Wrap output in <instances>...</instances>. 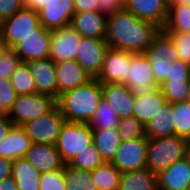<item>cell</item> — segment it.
<instances>
[{
    "mask_svg": "<svg viewBox=\"0 0 190 190\" xmlns=\"http://www.w3.org/2000/svg\"><path fill=\"white\" fill-rule=\"evenodd\" d=\"M161 29L142 21L126 8L107 18L106 42L109 47L131 53H144Z\"/></svg>",
    "mask_w": 190,
    "mask_h": 190,
    "instance_id": "1",
    "label": "cell"
},
{
    "mask_svg": "<svg viewBox=\"0 0 190 190\" xmlns=\"http://www.w3.org/2000/svg\"><path fill=\"white\" fill-rule=\"evenodd\" d=\"M102 98V83L97 79H91L61 94L57 106L66 121L89 123Z\"/></svg>",
    "mask_w": 190,
    "mask_h": 190,
    "instance_id": "2",
    "label": "cell"
},
{
    "mask_svg": "<svg viewBox=\"0 0 190 190\" xmlns=\"http://www.w3.org/2000/svg\"><path fill=\"white\" fill-rule=\"evenodd\" d=\"M190 141L177 135L163 138H148L147 168L158 174L160 171L189 155Z\"/></svg>",
    "mask_w": 190,
    "mask_h": 190,
    "instance_id": "3",
    "label": "cell"
},
{
    "mask_svg": "<svg viewBox=\"0 0 190 190\" xmlns=\"http://www.w3.org/2000/svg\"><path fill=\"white\" fill-rule=\"evenodd\" d=\"M46 29L36 11L23 7L0 23V38L5 47L14 48L28 35H41Z\"/></svg>",
    "mask_w": 190,
    "mask_h": 190,
    "instance_id": "4",
    "label": "cell"
},
{
    "mask_svg": "<svg viewBox=\"0 0 190 190\" xmlns=\"http://www.w3.org/2000/svg\"><path fill=\"white\" fill-rule=\"evenodd\" d=\"M93 143V131L88 123L66 121L60 131L56 149L62 161L69 164L74 157Z\"/></svg>",
    "mask_w": 190,
    "mask_h": 190,
    "instance_id": "5",
    "label": "cell"
},
{
    "mask_svg": "<svg viewBox=\"0 0 190 190\" xmlns=\"http://www.w3.org/2000/svg\"><path fill=\"white\" fill-rule=\"evenodd\" d=\"M144 53L150 61L155 82L161 85L165 80H168L171 62L179 60V54L173 40L161 30Z\"/></svg>",
    "mask_w": 190,
    "mask_h": 190,
    "instance_id": "6",
    "label": "cell"
},
{
    "mask_svg": "<svg viewBox=\"0 0 190 190\" xmlns=\"http://www.w3.org/2000/svg\"><path fill=\"white\" fill-rule=\"evenodd\" d=\"M56 106L57 100L46 95H19L9 111V118L14 125L23 126L25 123L49 113Z\"/></svg>",
    "mask_w": 190,
    "mask_h": 190,
    "instance_id": "7",
    "label": "cell"
},
{
    "mask_svg": "<svg viewBox=\"0 0 190 190\" xmlns=\"http://www.w3.org/2000/svg\"><path fill=\"white\" fill-rule=\"evenodd\" d=\"M66 122L58 106L49 113L25 123L22 127L31 143L56 145L60 131Z\"/></svg>",
    "mask_w": 190,
    "mask_h": 190,
    "instance_id": "8",
    "label": "cell"
},
{
    "mask_svg": "<svg viewBox=\"0 0 190 190\" xmlns=\"http://www.w3.org/2000/svg\"><path fill=\"white\" fill-rule=\"evenodd\" d=\"M148 137L122 141L111 162L121 173L147 168Z\"/></svg>",
    "mask_w": 190,
    "mask_h": 190,
    "instance_id": "9",
    "label": "cell"
},
{
    "mask_svg": "<svg viewBox=\"0 0 190 190\" xmlns=\"http://www.w3.org/2000/svg\"><path fill=\"white\" fill-rule=\"evenodd\" d=\"M125 85L135 96L145 95L159 87L155 82L150 61L145 53H131L128 82Z\"/></svg>",
    "mask_w": 190,
    "mask_h": 190,
    "instance_id": "10",
    "label": "cell"
},
{
    "mask_svg": "<svg viewBox=\"0 0 190 190\" xmlns=\"http://www.w3.org/2000/svg\"><path fill=\"white\" fill-rule=\"evenodd\" d=\"M109 45L105 39L82 37L76 61L91 79H97L103 67V61Z\"/></svg>",
    "mask_w": 190,
    "mask_h": 190,
    "instance_id": "11",
    "label": "cell"
},
{
    "mask_svg": "<svg viewBox=\"0 0 190 190\" xmlns=\"http://www.w3.org/2000/svg\"><path fill=\"white\" fill-rule=\"evenodd\" d=\"M82 36L70 25L50 30L49 58L56 64L58 62L76 60V55Z\"/></svg>",
    "mask_w": 190,
    "mask_h": 190,
    "instance_id": "12",
    "label": "cell"
},
{
    "mask_svg": "<svg viewBox=\"0 0 190 190\" xmlns=\"http://www.w3.org/2000/svg\"><path fill=\"white\" fill-rule=\"evenodd\" d=\"M131 52L109 47L103 61V67L97 80L102 84L128 82Z\"/></svg>",
    "mask_w": 190,
    "mask_h": 190,
    "instance_id": "13",
    "label": "cell"
},
{
    "mask_svg": "<svg viewBox=\"0 0 190 190\" xmlns=\"http://www.w3.org/2000/svg\"><path fill=\"white\" fill-rule=\"evenodd\" d=\"M34 78L36 94L58 100V85L55 63L50 58L26 62Z\"/></svg>",
    "mask_w": 190,
    "mask_h": 190,
    "instance_id": "14",
    "label": "cell"
},
{
    "mask_svg": "<svg viewBox=\"0 0 190 190\" xmlns=\"http://www.w3.org/2000/svg\"><path fill=\"white\" fill-rule=\"evenodd\" d=\"M125 8L139 20L152 22L162 30L167 21L169 2L166 0H126Z\"/></svg>",
    "mask_w": 190,
    "mask_h": 190,
    "instance_id": "15",
    "label": "cell"
},
{
    "mask_svg": "<svg viewBox=\"0 0 190 190\" xmlns=\"http://www.w3.org/2000/svg\"><path fill=\"white\" fill-rule=\"evenodd\" d=\"M158 190H188L190 186V155L175 161L157 174Z\"/></svg>",
    "mask_w": 190,
    "mask_h": 190,
    "instance_id": "16",
    "label": "cell"
},
{
    "mask_svg": "<svg viewBox=\"0 0 190 190\" xmlns=\"http://www.w3.org/2000/svg\"><path fill=\"white\" fill-rule=\"evenodd\" d=\"M74 14V0H55L38 12L40 24L48 30L69 26Z\"/></svg>",
    "mask_w": 190,
    "mask_h": 190,
    "instance_id": "17",
    "label": "cell"
},
{
    "mask_svg": "<svg viewBox=\"0 0 190 190\" xmlns=\"http://www.w3.org/2000/svg\"><path fill=\"white\" fill-rule=\"evenodd\" d=\"M103 99L110 104L120 119L133 116L135 95L125 84L105 83L102 84Z\"/></svg>",
    "mask_w": 190,
    "mask_h": 190,
    "instance_id": "18",
    "label": "cell"
},
{
    "mask_svg": "<svg viewBox=\"0 0 190 190\" xmlns=\"http://www.w3.org/2000/svg\"><path fill=\"white\" fill-rule=\"evenodd\" d=\"M24 157L40 173L56 171L65 165L55 145L31 143Z\"/></svg>",
    "mask_w": 190,
    "mask_h": 190,
    "instance_id": "19",
    "label": "cell"
},
{
    "mask_svg": "<svg viewBox=\"0 0 190 190\" xmlns=\"http://www.w3.org/2000/svg\"><path fill=\"white\" fill-rule=\"evenodd\" d=\"M70 26L82 37L106 38L107 18L99 11L75 13Z\"/></svg>",
    "mask_w": 190,
    "mask_h": 190,
    "instance_id": "20",
    "label": "cell"
},
{
    "mask_svg": "<svg viewBox=\"0 0 190 190\" xmlns=\"http://www.w3.org/2000/svg\"><path fill=\"white\" fill-rule=\"evenodd\" d=\"M50 30L46 29L41 35H28L23 38L14 50L21 58L22 63L32 60L49 58L50 54Z\"/></svg>",
    "mask_w": 190,
    "mask_h": 190,
    "instance_id": "21",
    "label": "cell"
},
{
    "mask_svg": "<svg viewBox=\"0 0 190 190\" xmlns=\"http://www.w3.org/2000/svg\"><path fill=\"white\" fill-rule=\"evenodd\" d=\"M55 66L58 85V98L61 94L91 80L76 60L58 62Z\"/></svg>",
    "mask_w": 190,
    "mask_h": 190,
    "instance_id": "22",
    "label": "cell"
},
{
    "mask_svg": "<svg viewBox=\"0 0 190 190\" xmlns=\"http://www.w3.org/2000/svg\"><path fill=\"white\" fill-rule=\"evenodd\" d=\"M31 140L22 126L14 125L4 140L0 142V156L2 158H22L30 148Z\"/></svg>",
    "mask_w": 190,
    "mask_h": 190,
    "instance_id": "23",
    "label": "cell"
},
{
    "mask_svg": "<svg viewBox=\"0 0 190 190\" xmlns=\"http://www.w3.org/2000/svg\"><path fill=\"white\" fill-rule=\"evenodd\" d=\"M167 100L159 87L141 96H135L133 116L146 125L161 109Z\"/></svg>",
    "mask_w": 190,
    "mask_h": 190,
    "instance_id": "24",
    "label": "cell"
},
{
    "mask_svg": "<svg viewBox=\"0 0 190 190\" xmlns=\"http://www.w3.org/2000/svg\"><path fill=\"white\" fill-rule=\"evenodd\" d=\"M93 143L102 160L111 163L122 143L118 128L92 129Z\"/></svg>",
    "mask_w": 190,
    "mask_h": 190,
    "instance_id": "25",
    "label": "cell"
},
{
    "mask_svg": "<svg viewBox=\"0 0 190 190\" xmlns=\"http://www.w3.org/2000/svg\"><path fill=\"white\" fill-rule=\"evenodd\" d=\"M173 104L166 103L146 126L148 138H163L176 135L174 124Z\"/></svg>",
    "mask_w": 190,
    "mask_h": 190,
    "instance_id": "26",
    "label": "cell"
},
{
    "mask_svg": "<svg viewBox=\"0 0 190 190\" xmlns=\"http://www.w3.org/2000/svg\"><path fill=\"white\" fill-rule=\"evenodd\" d=\"M41 175L42 173L25 157L15 159L12 162V177L18 190H39Z\"/></svg>",
    "mask_w": 190,
    "mask_h": 190,
    "instance_id": "27",
    "label": "cell"
},
{
    "mask_svg": "<svg viewBox=\"0 0 190 190\" xmlns=\"http://www.w3.org/2000/svg\"><path fill=\"white\" fill-rule=\"evenodd\" d=\"M119 190H158L157 174L148 168L122 172Z\"/></svg>",
    "mask_w": 190,
    "mask_h": 190,
    "instance_id": "28",
    "label": "cell"
},
{
    "mask_svg": "<svg viewBox=\"0 0 190 190\" xmlns=\"http://www.w3.org/2000/svg\"><path fill=\"white\" fill-rule=\"evenodd\" d=\"M162 30L165 33L190 32V6L169 4L167 21Z\"/></svg>",
    "mask_w": 190,
    "mask_h": 190,
    "instance_id": "29",
    "label": "cell"
},
{
    "mask_svg": "<svg viewBox=\"0 0 190 190\" xmlns=\"http://www.w3.org/2000/svg\"><path fill=\"white\" fill-rule=\"evenodd\" d=\"M91 176L98 190H119L121 172L112 163L104 162Z\"/></svg>",
    "mask_w": 190,
    "mask_h": 190,
    "instance_id": "30",
    "label": "cell"
},
{
    "mask_svg": "<svg viewBox=\"0 0 190 190\" xmlns=\"http://www.w3.org/2000/svg\"><path fill=\"white\" fill-rule=\"evenodd\" d=\"M63 173L67 190H98L93 182L91 171L65 164Z\"/></svg>",
    "mask_w": 190,
    "mask_h": 190,
    "instance_id": "31",
    "label": "cell"
},
{
    "mask_svg": "<svg viewBox=\"0 0 190 190\" xmlns=\"http://www.w3.org/2000/svg\"><path fill=\"white\" fill-rule=\"evenodd\" d=\"M10 79L18 96L36 94L34 78L26 63H21L15 69Z\"/></svg>",
    "mask_w": 190,
    "mask_h": 190,
    "instance_id": "32",
    "label": "cell"
},
{
    "mask_svg": "<svg viewBox=\"0 0 190 190\" xmlns=\"http://www.w3.org/2000/svg\"><path fill=\"white\" fill-rule=\"evenodd\" d=\"M120 117L103 98L95 115L88 123L92 129L118 128Z\"/></svg>",
    "mask_w": 190,
    "mask_h": 190,
    "instance_id": "33",
    "label": "cell"
},
{
    "mask_svg": "<svg viewBox=\"0 0 190 190\" xmlns=\"http://www.w3.org/2000/svg\"><path fill=\"white\" fill-rule=\"evenodd\" d=\"M176 135L190 141V103H173Z\"/></svg>",
    "mask_w": 190,
    "mask_h": 190,
    "instance_id": "34",
    "label": "cell"
},
{
    "mask_svg": "<svg viewBox=\"0 0 190 190\" xmlns=\"http://www.w3.org/2000/svg\"><path fill=\"white\" fill-rule=\"evenodd\" d=\"M103 163L104 161L102 160L98 150L96 149L94 143H92L87 146V149L74 157L69 165L77 169L92 171Z\"/></svg>",
    "mask_w": 190,
    "mask_h": 190,
    "instance_id": "35",
    "label": "cell"
},
{
    "mask_svg": "<svg viewBox=\"0 0 190 190\" xmlns=\"http://www.w3.org/2000/svg\"><path fill=\"white\" fill-rule=\"evenodd\" d=\"M190 80L183 81H164L159 85L167 103L186 101Z\"/></svg>",
    "mask_w": 190,
    "mask_h": 190,
    "instance_id": "36",
    "label": "cell"
},
{
    "mask_svg": "<svg viewBox=\"0 0 190 190\" xmlns=\"http://www.w3.org/2000/svg\"><path fill=\"white\" fill-rule=\"evenodd\" d=\"M118 132L122 141L146 136V126L134 116L120 119Z\"/></svg>",
    "mask_w": 190,
    "mask_h": 190,
    "instance_id": "37",
    "label": "cell"
},
{
    "mask_svg": "<svg viewBox=\"0 0 190 190\" xmlns=\"http://www.w3.org/2000/svg\"><path fill=\"white\" fill-rule=\"evenodd\" d=\"M21 63V58L14 48L4 47L0 53V79H10Z\"/></svg>",
    "mask_w": 190,
    "mask_h": 190,
    "instance_id": "38",
    "label": "cell"
},
{
    "mask_svg": "<svg viewBox=\"0 0 190 190\" xmlns=\"http://www.w3.org/2000/svg\"><path fill=\"white\" fill-rule=\"evenodd\" d=\"M39 190H67L64 181L63 168L52 172L42 173L39 182Z\"/></svg>",
    "mask_w": 190,
    "mask_h": 190,
    "instance_id": "39",
    "label": "cell"
},
{
    "mask_svg": "<svg viewBox=\"0 0 190 190\" xmlns=\"http://www.w3.org/2000/svg\"><path fill=\"white\" fill-rule=\"evenodd\" d=\"M173 40L179 54V60L190 65V32L167 33Z\"/></svg>",
    "mask_w": 190,
    "mask_h": 190,
    "instance_id": "40",
    "label": "cell"
},
{
    "mask_svg": "<svg viewBox=\"0 0 190 190\" xmlns=\"http://www.w3.org/2000/svg\"><path fill=\"white\" fill-rule=\"evenodd\" d=\"M17 96L18 95L12 86L11 79H0V105L9 112L12 109Z\"/></svg>",
    "mask_w": 190,
    "mask_h": 190,
    "instance_id": "41",
    "label": "cell"
},
{
    "mask_svg": "<svg viewBox=\"0 0 190 190\" xmlns=\"http://www.w3.org/2000/svg\"><path fill=\"white\" fill-rule=\"evenodd\" d=\"M190 80V65L182 60L171 62L168 70V80L165 81H183Z\"/></svg>",
    "mask_w": 190,
    "mask_h": 190,
    "instance_id": "42",
    "label": "cell"
},
{
    "mask_svg": "<svg viewBox=\"0 0 190 190\" xmlns=\"http://www.w3.org/2000/svg\"><path fill=\"white\" fill-rule=\"evenodd\" d=\"M125 9L124 0H98V11L106 18Z\"/></svg>",
    "mask_w": 190,
    "mask_h": 190,
    "instance_id": "43",
    "label": "cell"
},
{
    "mask_svg": "<svg viewBox=\"0 0 190 190\" xmlns=\"http://www.w3.org/2000/svg\"><path fill=\"white\" fill-rule=\"evenodd\" d=\"M25 7L24 0H0V23Z\"/></svg>",
    "mask_w": 190,
    "mask_h": 190,
    "instance_id": "44",
    "label": "cell"
},
{
    "mask_svg": "<svg viewBox=\"0 0 190 190\" xmlns=\"http://www.w3.org/2000/svg\"><path fill=\"white\" fill-rule=\"evenodd\" d=\"M75 13L98 11V0H74Z\"/></svg>",
    "mask_w": 190,
    "mask_h": 190,
    "instance_id": "45",
    "label": "cell"
},
{
    "mask_svg": "<svg viewBox=\"0 0 190 190\" xmlns=\"http://www.w3.org/2000/svg\"><path fill=\"white\" fill-rule=\"evenodd\" d=\"M12 162L10 159L0 156V181L12 176Z\"/></svg>",
    "mask_w": 190,
    "mask_h": 190,
    "instance_id": "46",
    "label": "cell"
},
{
    "mask_svg": "<svg viewBox=\"0 0 190 190\" xmlns=\"http://www.w3.org/2000/svg\"><path fill=\"white\" fill-rule=\"evenodd\" d=\"M53 1L55 0H24V5L38 13L40 10L44 9L48 3Z\"/></svg>",
    "mask_w": 190,
    "mask_h": 190,
    "instance_id": "47",
    "label": "cell"
},
{
    "mask_svg": "<svg viewBox=\"0 0 190 190\" xmlns=\"http://www.w3.org/2000/svg\"><path fill=\"white\" fill-rule=\"evenodd\" d=\"M13 126L14 123L9 117L0 119V142L5 139Z\"/></svg>",
    "mask_w": 190,
    "mask_h": 190,
    "instance_id": "48",
    "label": "cell"
},
{
    "mask_svg": "<svg viewBox=\"0 0 190 190\" xmlns=\"http://www.w3.org/2000/svg\"><path fill=\"white\" fill-rule=\"evenodd\" d=\"M0 190H18L17 184L12 176L0 181Z\"/></svg>",
    "mask_w": 190,
    "mask_h": 190,
    "instance_id": "49",
    "label": "cell"
},
{
    "mask_svg": "<svg viewBox=\"0 0 190 190\" xmlns=\"http://www.w3.org/2000/svg\"><path fill=\"white\" fill-rule=\"evenodd\" d=\"M8 117H9V112L2 105H0V119Z\"/></svg>",
    "mask_w": 190,
    "mask_h": 190,
    "instance_id": "50",
    "label": "cell"
},
{
    "mask_svg": "<svg viewBox=\"0 0 190 190\" xmlns=\"http://www.w3.org/2000/svg\"><path fill=\"white\" fill-rule=\"evenodd\" d=\"M169 4H183L190 6V0H172Z\"/></svg>",
    "mask_w": 190,
    "mask_h": 190,
    "instance_id": "51",
    "label": "cell"
},
{
    "mask_svg": "<svg viewBox=\"0 0 190 190\" xmlns=\"http://www.w3.org/2000/svg\"><path fill=\"white\" fill-rule=\"evenodd\" d=\"M186 102L190 103V83H189V87H188V93H187V97H186Z\"/></svg>",
    "mask_w": 190,
    "mask_h": 190,
    "instance_id": "52",
    "label": "cell"
},
{
    "mask_svg": "<svg viewBox=\"0 0 190 190\" xmlns=\"http://www.w3.org/2000/svg\"><path fill=\"white\" fill-rule=\"evenodd\" d=\"M5 46H4V43L1 41V38H0V53H1V51H2V49L4 48Z\"/></svg>",
    "mask_w": 190,
    "mask_h": 190,
    "instance_id": "53",
    "label": "cell"
}]
</instances>
